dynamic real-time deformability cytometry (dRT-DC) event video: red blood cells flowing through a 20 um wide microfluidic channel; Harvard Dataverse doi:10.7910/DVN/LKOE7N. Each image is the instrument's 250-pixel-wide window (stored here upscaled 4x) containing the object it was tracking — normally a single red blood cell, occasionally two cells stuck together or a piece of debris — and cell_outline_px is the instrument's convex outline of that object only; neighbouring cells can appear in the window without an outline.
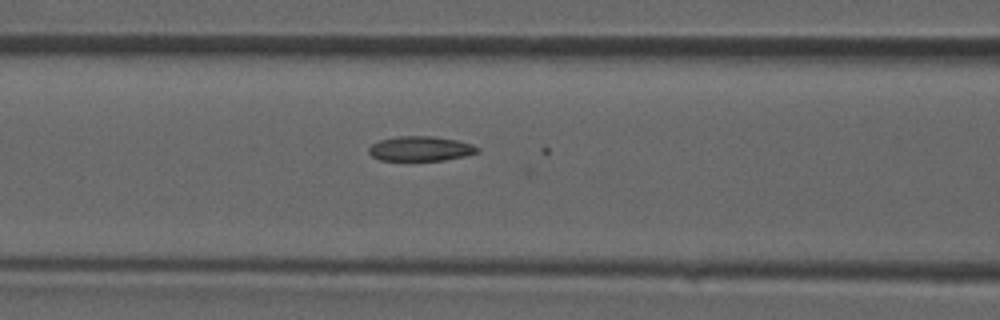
{"species": "common noctule bat (a hibernating species)", "species_latin": "Nyctalus noctula", "temperature_condition": "room temperature", "stored_images_in_passage": 38, "segment_of_instrument_passage": [2, 2], "camera_frame_rate_fps": 3000, "um_per_image_px": 0.085, "animal": {"sex": "male", "forearm_length_mm": 52.5}, "frame": {"image": 1, "passage_image": 23, "time_ms": 7.333, "image_size_px": [1000, 320], "cell_outline_px": [[480, 148], [476, 152], [464, 156], [444, 160], [380, 160], [372, 156], [368, 152], [368, 148], [372, 144], [380, 140], [396, 136], [432, 136], [456, 140], [472, 144]], "centroid_in_image_um": [35.71, 12.63], "position_along_channel_um": 130.9, "area_um2": 15.55}}